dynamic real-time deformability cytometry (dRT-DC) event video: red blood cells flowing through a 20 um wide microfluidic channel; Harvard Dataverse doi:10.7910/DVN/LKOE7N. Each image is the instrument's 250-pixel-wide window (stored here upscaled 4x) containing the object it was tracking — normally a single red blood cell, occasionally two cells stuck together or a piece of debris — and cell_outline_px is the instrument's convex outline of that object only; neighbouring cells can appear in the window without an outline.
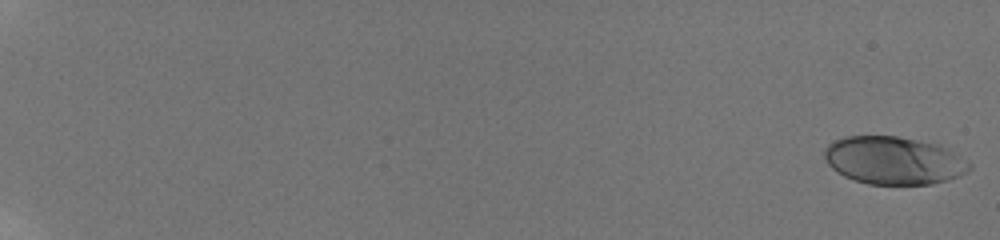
{"species": "human", "species_latin": "Homo sapiens", "temperature_condition": "room temperature", "stored_images_in_passage": 58, "camera_frame_rate_fps": 3000, "um_per_image_px": 0.085, "donor": {"sex": "male"}, "frame": {"image": 1, "passage_image": 1, "time_ms": 0.0, "image_size_px": [1000, 240], "cell_outline_px": [[972, 168], [948, 180], [932, 184], [868, 184], [844, 176], [836, 172], [828, 164], [824, 156], [824, 148], [828, 144], [844, 136], [896, 136], [936, 144], [952, 152], [972, 164]], "centroid_in_image_um": [75.92, 13.64], "position_along_channel_um": 9.1, "area_um2": 40.0}}
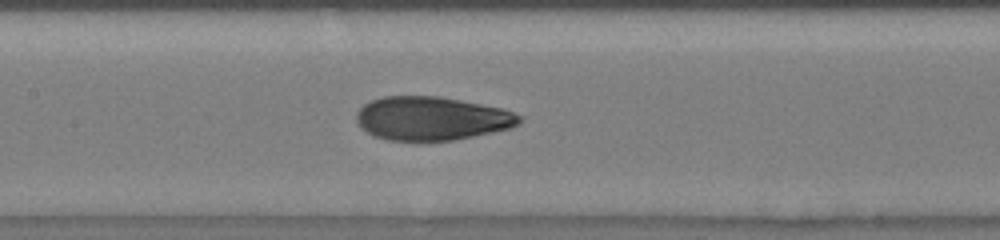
{"frame": {"image": 2, "passage_image": 33, "time_ms": 10.667, "image_size_px": [1000, 240], "cell_outline_px": [[524, 120], [520, 124], [512, 128], [452, 140], [388, 140], [372, 136], [360, 128], [356, 120], [356, 112], [364, 104], [372, 100], [384, 96], [440, 96], [504, 108], [524, 116]], "centroid_in_image_um": [36.72, 10.06], "position_along_channel_um": 170.7, "area_um2": 41.79}}
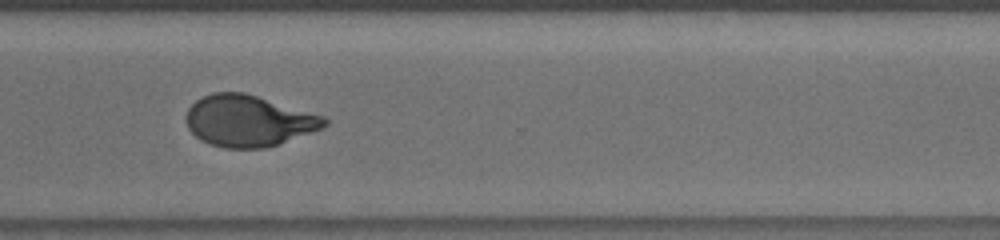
{"frame": {"image": 3, "passage_image": 47, "time_ms": 15.333, "image_size_px": [1000, 240], "cell_outline_px": [[328, 124], [320, 128], [280, 144], [264, 148], [224, 148], [200, 140], [188, 128], [188, 108], [196, 100], [212, 92], [244, 92], [324, 116], [328, 120]], "centroid_in_image_um": [21.13, 10.27], "position_along_channel_um": 349.5, "area_um2": 40.92}, "authors_computed_cell_mechanics": {"area_um2": 40.9224, "velocity_mm_per_s": 3.8376, "shape_relaxation_time_tau1_ms": 5.4713, "shape_relaxation_time_tau2_ms": 0.9714, "deformation_change_tau1": 0.2179, "deformation_change_tau2": 0.0692}}